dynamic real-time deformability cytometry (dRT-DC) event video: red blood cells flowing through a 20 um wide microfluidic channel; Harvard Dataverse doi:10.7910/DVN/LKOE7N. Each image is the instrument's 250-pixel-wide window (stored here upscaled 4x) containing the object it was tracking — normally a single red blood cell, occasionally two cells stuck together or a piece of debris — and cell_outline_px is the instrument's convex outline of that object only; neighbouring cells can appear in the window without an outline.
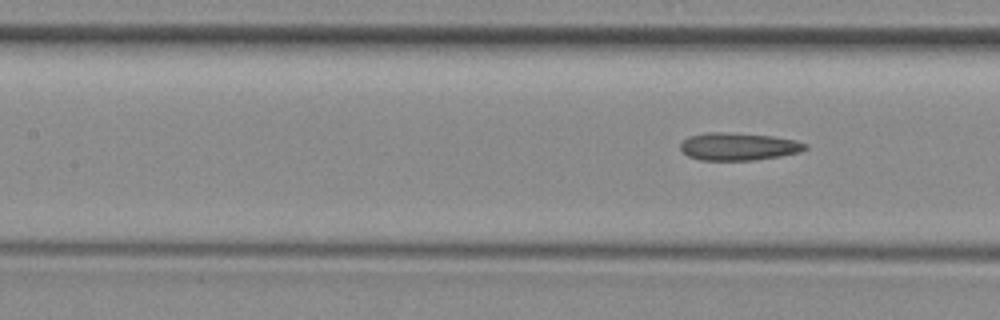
{"species": "common noctule bat (a hibernating species)", "species_latin": "Nyctalus noctula", "temperature_condition": "room temperature", "stored_images_in_passage": 8, "segment_of_instrument_passage": [2, 2], "camera_frame_rate_fps": 3000, "um_per_image_px": 0.085, "animal": {"sex": "female", "body_mass_g": 29.2, "forearm_length_mm": 56.3}, "frame": {"image": 1, "passage_image": 8, "time_ms": 8.667, "image_size_px": [1000, 320], "cell_outline_px": [[808, 148], [800, 152], [780, 156], [756, 160], [700, 160], [688, 156], [680, 148], [680, 144], [688, 136], [704, 132], [724, 132], [772, 136], [796, 140], [808, 144]], "centroid_in_image_um": [62.77, 12.45], "position_along_channel_um": 144.6, "area_um2": 20.17}}